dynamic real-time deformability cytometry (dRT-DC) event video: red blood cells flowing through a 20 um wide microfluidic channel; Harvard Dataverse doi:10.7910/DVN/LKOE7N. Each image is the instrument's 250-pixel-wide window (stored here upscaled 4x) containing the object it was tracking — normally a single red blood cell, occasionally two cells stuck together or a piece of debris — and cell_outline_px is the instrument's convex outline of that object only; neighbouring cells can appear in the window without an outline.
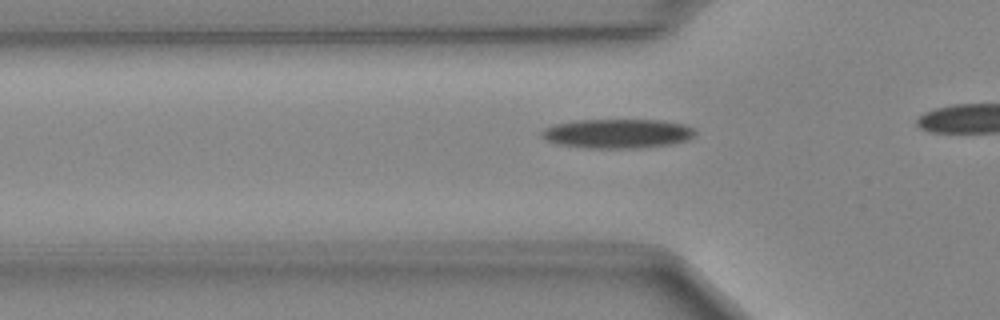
{"species": "Egyptian fruit bat (a non-hibernating species)", "species_latin": "Rousettus aegyptiacus", "temperature_condition": "cold", "stored_images_in_passage": 22, "camera_frame_rate_fps": 3000, "um_per_image_px": 0.085, "animal": {"sex": "female"}, "frame": {"image": 1, "passage_image": 11, "time_ms": 3.333, "image_size_px": [1000, 320], "cell_outline_px": [[696, 136], [688, 140], [672, 144], [640, 148], [588, 148], [556, 144], [540, 136], [540, 132], [544, 128], [552, 124], [576, 120], [664, 120], [684, 124], [696, 128]], "centroid_in_image_um": [52.51, 11.35], "position_along_channel_um": 73.3, "area_um2": 26.65}}
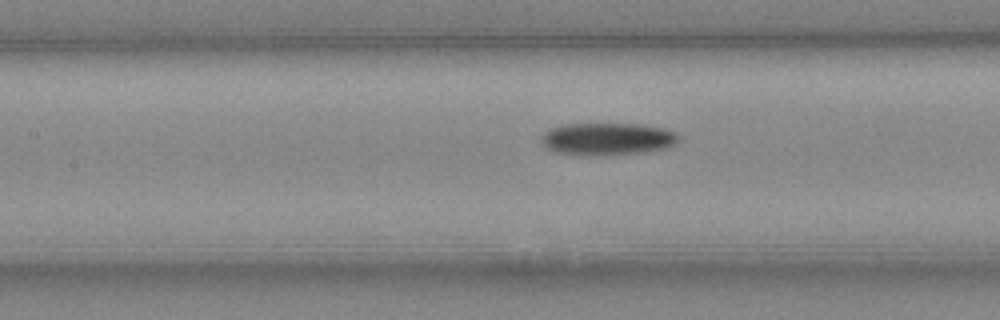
{"frame": {"image": 2, "passage_image": 17, "time_ms": 5.333, "image_size_px": [1000, 320], "cell_outline_px": [[680, 136], [672, 144], [664, 148], [640, 152], [596, 156], [592, 156], [552, 152], [544, 148], [540, 140], [540, 136], [544, 132], [552, 128], [564, 124], [640, 124], [664, 128], [676, 132]], "centroid_in_image_um": [51.54, 11.81], "position_along_channel_um": 155.9, "area_um2": 25.95}}
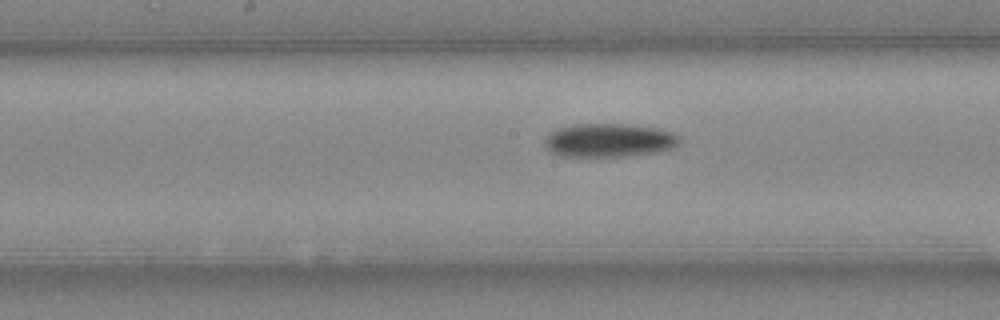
{"frame": {"image": 3, "passage_image": 20, "time_ms": 6.333, "image_size_px": [1000, 320], "cell_outline_px": [[680, 140], [672, 148], [656, 152], [628, 156], [560, 156], [544, 148], [544, 140], [556, 128], [572, 124], [624, 124], [656, 128], [672, 132], [680, 136]], "centroid_in_image_um": [51.73, 11.92], "position_along_channel_um": 196.5, "area_um2": 26.36}}